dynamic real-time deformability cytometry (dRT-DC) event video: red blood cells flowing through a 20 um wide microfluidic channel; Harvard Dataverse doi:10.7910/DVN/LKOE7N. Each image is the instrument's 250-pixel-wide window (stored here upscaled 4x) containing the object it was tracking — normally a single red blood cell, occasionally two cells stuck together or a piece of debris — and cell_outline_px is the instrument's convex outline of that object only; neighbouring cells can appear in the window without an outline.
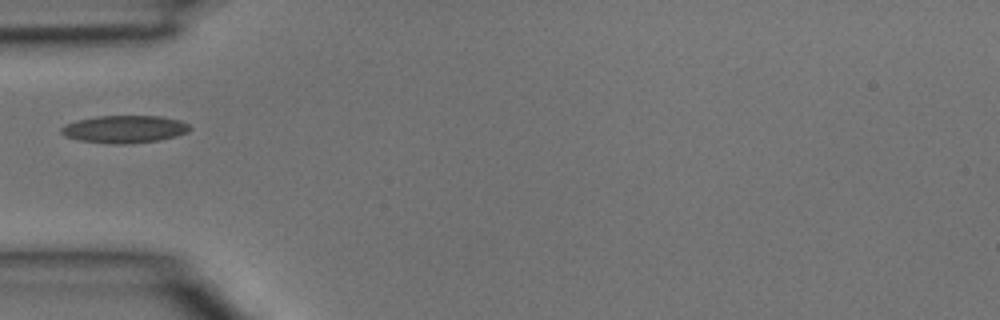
{"species": "common noctule bat (a hibernating species)", "species_latin": "Nyctalus noctula", "temperature_condition": "room temperature", "stored_images_in_passage": 1, "camera_frame_rate_fps": 3000, "um_per_image_px": 0.085, "animal": {"sex": "male", "body_mass_g": 15.6}, "frame": {"image": 1, "passage_image": 1, "time_ms": 0.0, "image_size_px": [1000, 320], "cell_outline_px": [[192, 128], [188, 132], [176, 136], [156, 140], [124, 144], [120, 144], [80, 140], [68, 136], [60, 132], [60, 128], [64, 124], [76, 120], [96, 116], [160, 116], [180, 120], [188, 124]], "centroid_in_image_um": [10.59, 10.96], "position_along_channel_um": 74.4, "area_um2": 20.4}}